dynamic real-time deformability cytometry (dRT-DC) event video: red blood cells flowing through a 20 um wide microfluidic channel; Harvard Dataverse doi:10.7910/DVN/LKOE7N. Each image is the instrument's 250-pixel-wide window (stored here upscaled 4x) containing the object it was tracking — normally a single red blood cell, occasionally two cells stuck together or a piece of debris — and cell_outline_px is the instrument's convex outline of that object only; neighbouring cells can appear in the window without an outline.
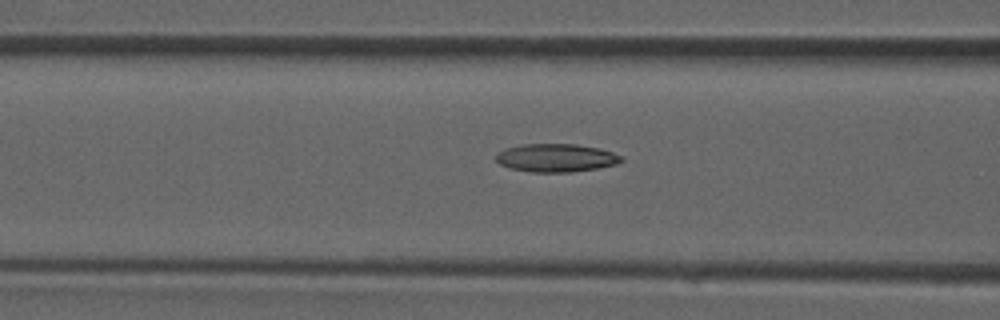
{"species": "common noctule bat (a hibernating species)", "species_latin": "Nyctalus noctula", "temperature_condition": "room temperature", "stored_images_in_passage": 32, "camera_frame_rate_fps": 3000, "um_per_image_px": 0.085, "animal": {"sex": "male", "forearm_length_mm": 52.5}, "frame": {"image": 1, "passage_image": 15, "time_ms": 4.667, "image_size_px": [1000, 320], "cell_outline_px": [[624, 160], [616, 164], [596, 168], [572, 172], [532, 172], [508, 168], [500, 164], [496, 160], [496, 152], [504, 148], [524, 144], [576, 144], [600, 148], [624, 156]], "centroid_in_image_um": [47.26, 13.41], "position_along_channel_um": 119.3, "area_um2": 20.75}}
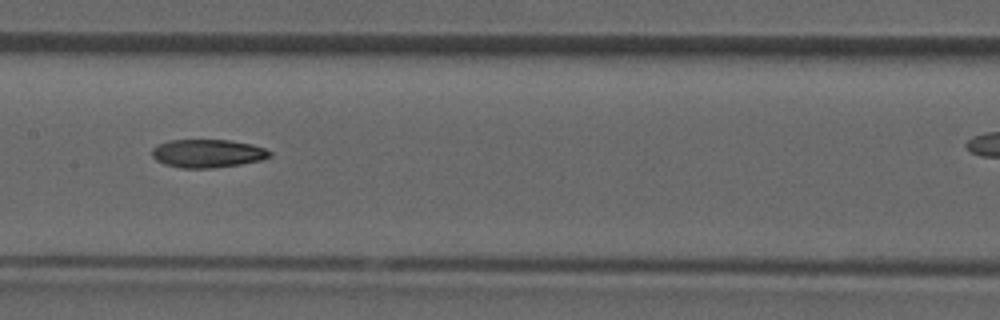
{"frame": {"image": 2, "passage_image": 19, "time_ms": 6.0, "image_size_px": [1000, 320], "cell_outline_px": [[272, 156], [264, 160], [240, 164], [212, 168], [180, 168], [164, 164], [156, 160], [152, 156], [152, 148], [156, 144], [168, 140], [228, 140], [252, 144], [264, 148], [272, 152]], "centroid_in_image_um": [17.64, 13.04], "position_along_channel_um": 189.8, "area_um2": 19.59}}
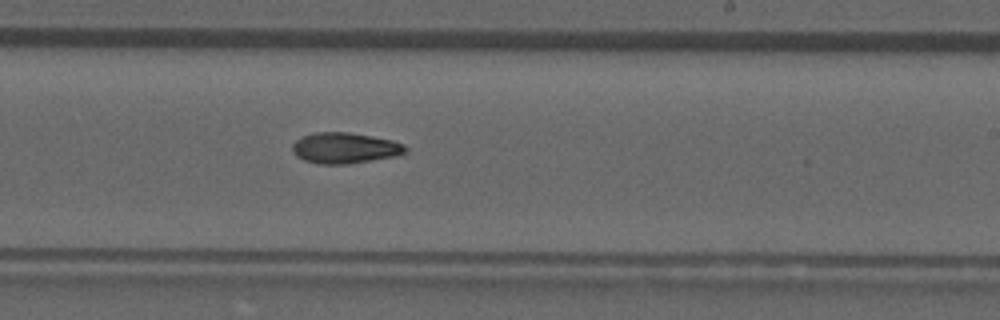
{"frame": {"image": 3, "passage_image": 23, "time_ms": 7.333, "image_size_px": [1000, 320], "cell_outline_px": [[408, 152], [392, 156], [348, 164], [320, 164], [304, 160], [296, 156], [292, 152], [292, 144], [296, 140], [304, 136], [316, 132], [348, 132], [372, 136], [392, 140], [404, 144], [408, 148]], "centroid_in_image_um": [29.3, 12.58], "position_along_channel_um": 259.7, "area_um2": 20.23}}